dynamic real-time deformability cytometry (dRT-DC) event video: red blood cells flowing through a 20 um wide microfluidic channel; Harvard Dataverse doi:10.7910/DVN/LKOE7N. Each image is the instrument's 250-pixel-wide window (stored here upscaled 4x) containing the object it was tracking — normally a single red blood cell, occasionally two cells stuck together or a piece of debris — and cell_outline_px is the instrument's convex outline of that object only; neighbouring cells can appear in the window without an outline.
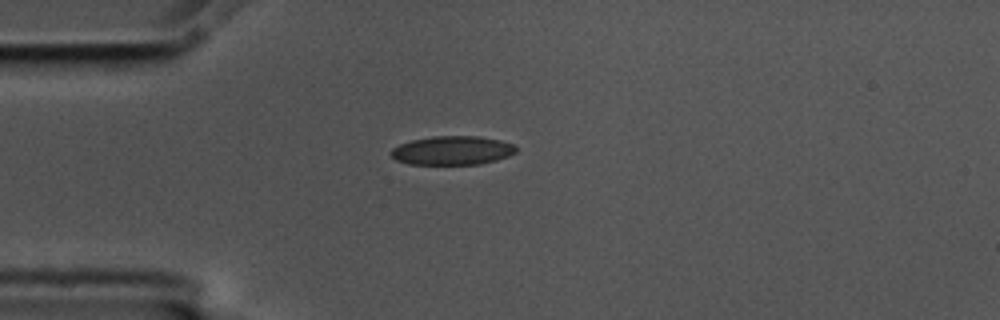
{"species": "common noctule bat (a hibernating species)", "species_latin": "Nyctalus noctula", "temperature_condition": "cold", "stored_images_in_passage": 43, "camera_frame_rate_fps": 3000, "um_per_image_px": 0.085, "animal": {"sex": "male", "body_mass_g": 17.5, "forearm_length_mm": 52.3}, "frame": {"image": 1, "passage_image": 1, "time_ms": 0.0, "image_size_px": [1000, 320], "cell_outline_px": [[516, 152], [508, 156], [496, 160], [480, 164], [408, 164], [396, 160], [388, 152], [392, 148], [400, 144], [412, 140], [432, 136], [480, 136], [500, 140], [516, 144]], "centroid_in_image_um": [38.45, 12.78], "position_along_channel_um": 46.6, "area_um2": 21.15}}
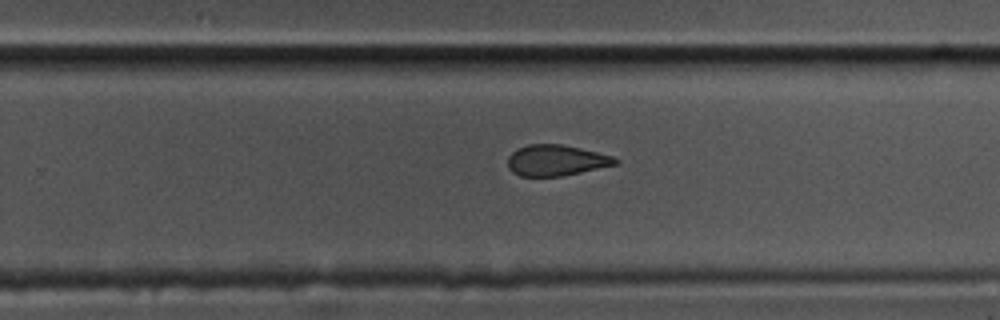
{"frame": {"image": 2, "passage_image": 22, "time_ms": 7.0, "image_size_px": [1000, 320], "cell_outline_px": [[620, 160], [616, 164], [564, 176], [520, 176], [512, 172], [508, 168], [508, 156], [512, 152], [528, 144], [560, 144], [580, 148], [612, 156]], "centroid_in_image_um": [47.25, 13.63], "position_along_channel_um": 282.6, "area_um2": 19.25}}
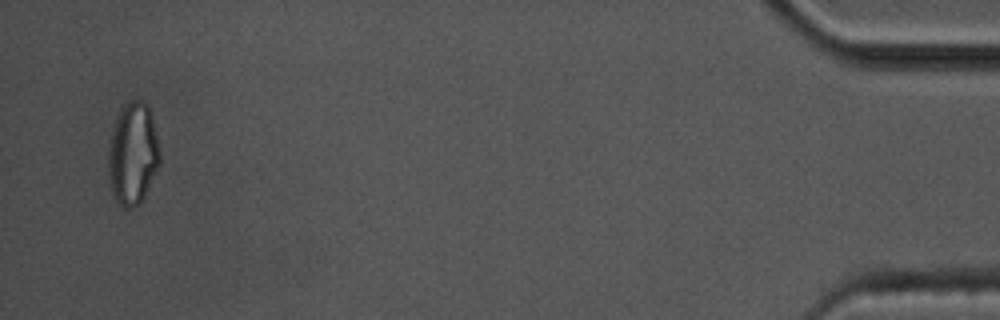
{"frame": {"image": 3, "passage_image": 41, "time_ms": 13.333, "image_size_px": [1000, 320], "cell_outline_px": [[160, 164], [140, 204], [128, 208], [124, 208], [116, 200], [112, 192], [108, 176], [108, 148], [112, 128], [116, 116], [120, 108], [128, 100], [144, 100], [148, 104], [152, 116], [160, 148]], "centroid_in_image_um": [11.29, 13.02], "position_along_channel_um": 423.9, "area_um2": 31.15}, "authors_computed_cell_mechanics": {"area_um2": 21.1548, "velocity_mm_per_s": 3.5783, "shape_relaxation_time_tau1_ms": 9.2391, "shape_relaxation_time_tau2_ms": 2.699, "deformation_change_tau1": 0.144, "deformation_change_tau2": 0.0686}}